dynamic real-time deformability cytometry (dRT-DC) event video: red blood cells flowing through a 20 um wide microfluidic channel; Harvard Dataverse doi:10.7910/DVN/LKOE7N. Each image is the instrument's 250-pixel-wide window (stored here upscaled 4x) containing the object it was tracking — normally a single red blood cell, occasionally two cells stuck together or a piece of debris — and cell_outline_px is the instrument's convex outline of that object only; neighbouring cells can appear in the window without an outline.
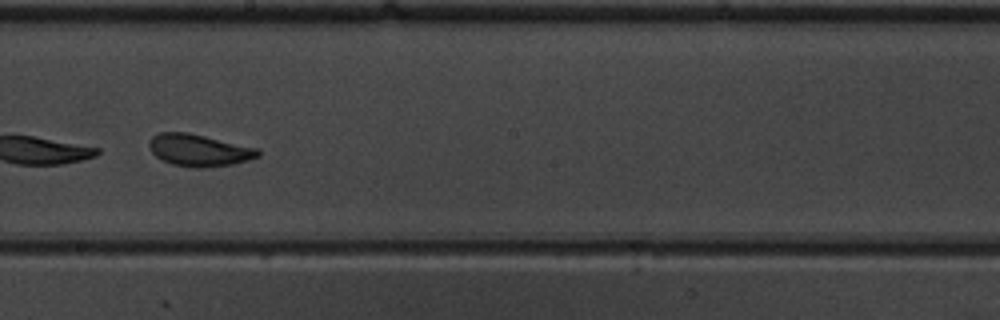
{"species": "common noctule bat (a hibernating species)", "species_latin": "Nyctalus noctula", "temperature_condition": "warm", "stored_images_in_passage": 13, "camera_frame_rate_fps": 3000, "um_per_image_px": 0.085, "animal": {"sex": "male", "body_mass_g": 19.5, "forearm_length_mm": 54.6}, "frame": {"image": 1, "passage_image": 8, "time_ms": 2.333, "image_size_px": [1000, 320], "cell_outline_px": [[260, 156], [248, 160], [232, 164], [204, 168], [196, 168], [172, 164], [156, 156], [152, 152], [148, 144], [148, 140], [152, 136], [160, 132], [184, 132], [204, 136], [260, 148]], "centroid_in_image_um": [16.93, 12.77], "position_along_channel_um": 231.3, "area_um2": 20.29}}
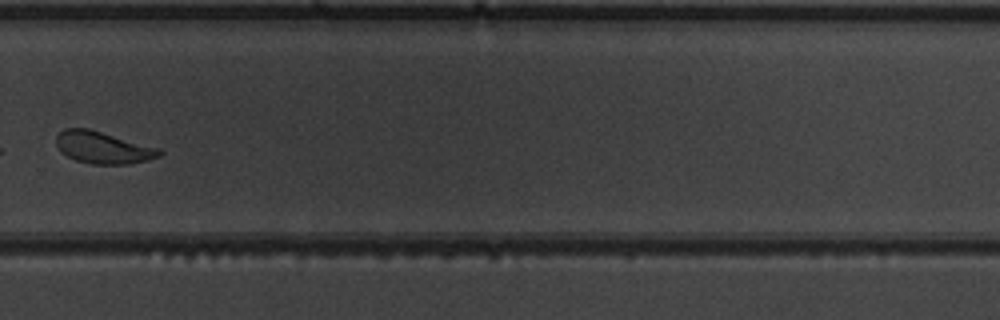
{"frame": {"image": 2, "passage_image": 10, "time_ms": 3.0, "image_size_px": [1000, 320], "cell_outline_px": [[164, 152], [160, 156], [148, 160], [128, 164], [92, 164], [76, 160], [60, 152], [56, 144], [56, 136], [64, 128], [88, 128], [160, 148]], "centroid_in_image_um": [8.76, 12.54], "position_along_channel_um": 321.0, "area_um2": 19.31}}
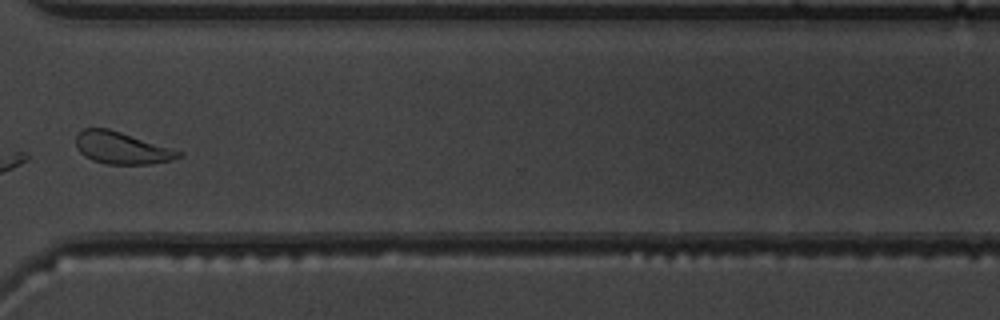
{"frame": {"image": 3, "passage_image": 11, "time_ms": 3.333, "image_size_px": [1000, 320], "cell_outline_px": [[184, 156], [172, 160], [148, 164], [108, 164], [92, 160], [84, 156], [76, 148], [76, 132], [84, 128], [108, 128], [184, 152]], "centroid_in_image_um": [10.33, 12.57], "position_along_channel_um": 360.3, "area_um2": 19.25}}